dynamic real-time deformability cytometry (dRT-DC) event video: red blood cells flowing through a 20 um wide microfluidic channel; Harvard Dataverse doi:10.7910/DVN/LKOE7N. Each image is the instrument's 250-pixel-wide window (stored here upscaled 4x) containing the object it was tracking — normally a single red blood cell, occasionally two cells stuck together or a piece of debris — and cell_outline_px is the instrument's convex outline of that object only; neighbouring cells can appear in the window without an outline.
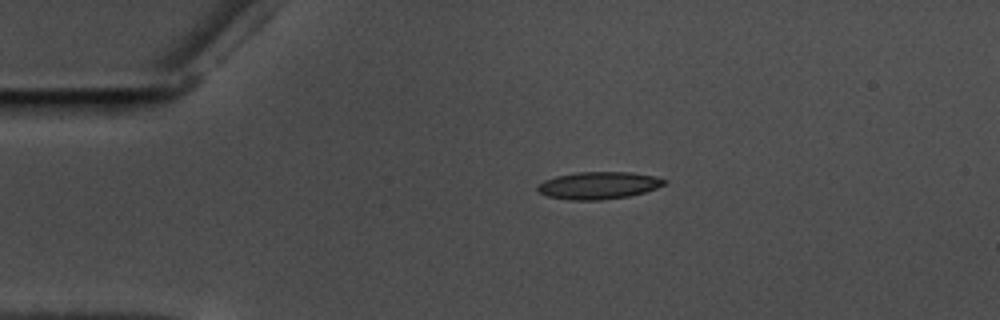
{"species": "common noctule bat (a hibernating species)", "species_latin": "Nyctalus noctula", "temperature_condition": "warm", "stored_images_in_passage": 46, "camera_frame_rate_fps": 3000, "um_per_image_px": 0.085, "animal": {"sex": "male", "body_mass_g": 17.5, "forearm_length_mm": 52.3}, "frame": {"image": 1, "passage_image": 1, "time_ms": 0.0, "image_size_px": [1000, 320], "cell_outline_px": [[668, 180], [664, 184], [656, 188], [644, 192], [628, 196], [600, 200], [568, 200], [548, 196], [540, 192], [536, 188], [544, 180], [556, 176], [576, 172], [632, 172], [656, 176]], "centroid_in_image_um": [50.89, 15.75], "position_along_channel_um": 34.1, "area_um2": 20.11}}
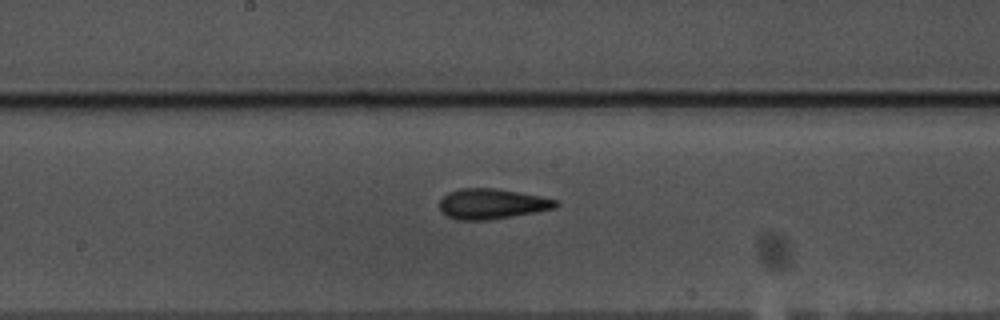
{"frame": {"image": 2, "passage_image": 19, "time_ms": 6.0, "image_size_px": [1000, 320], "cell_outline_px": [[560, 204], [556, 208], [484, 220], [456, 220], [440, 212], [440, 200], [448, 192], [460, 188], [492, 188], [540, 196], [556, 200]], "centroid_in_image_um": [41.76, 17.32], "position_along_channel_um": 206.4, "area_um2": 20.17}}
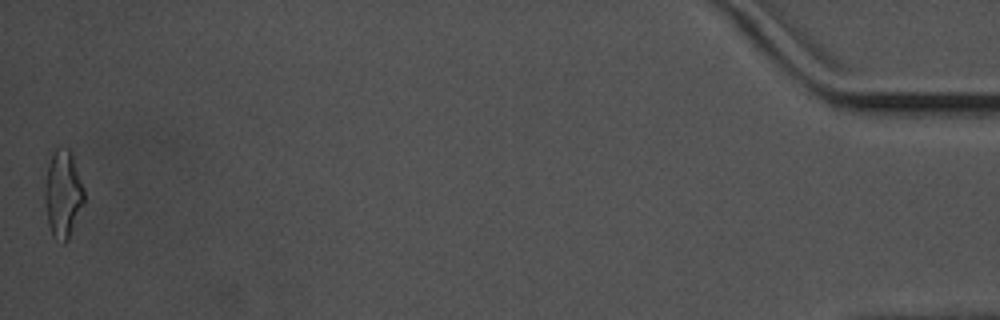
{"frame": {"image": 3, "passage_image": 46, "time_ms": 15.0, "image_size_px": [1000, 320], "cell_outline_px": [[84, 204], [64, 244], [60, 244], [52, 236], [48, 224], [44, 196], [44, 188], [48, 164], [52, 152], [56, 148], [68, 148], [72, 152], [84, 188]], "centroid_in_image_um": [5.34, 16.46], "position_along_channel_um": 429.9, "area_um2": 20.11}, "authors_computed_cell_mechanics": {"area_um2": 19.7676, "velocity_mm_per_s": 3.5632, "shape_relaxation_time_tau1_ms": 4.4639, "shape_relaxation_time_tau2_ms": 1.5144, "deformation_change_tau1": 0.1621, "deformation_change_tau2": 0.1055}}